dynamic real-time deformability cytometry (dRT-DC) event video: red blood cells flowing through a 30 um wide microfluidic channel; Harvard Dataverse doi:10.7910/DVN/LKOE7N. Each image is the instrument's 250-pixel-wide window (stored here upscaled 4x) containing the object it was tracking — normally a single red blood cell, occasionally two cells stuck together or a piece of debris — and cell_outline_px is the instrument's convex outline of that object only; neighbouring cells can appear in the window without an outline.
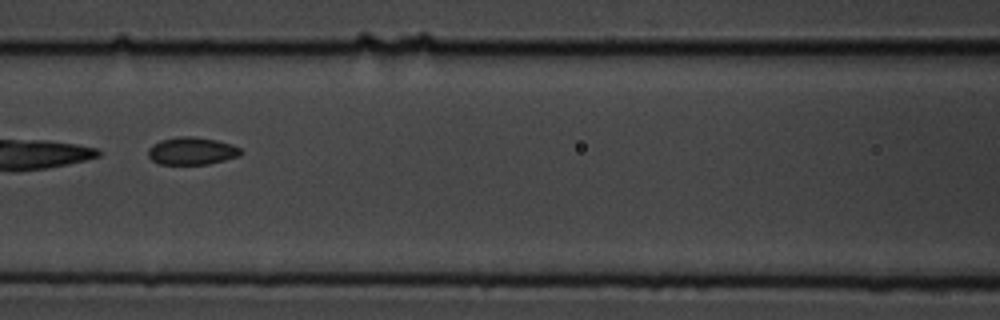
{"species": "common noctule bat (a hibernating species)", "species_latin": "Nyctalus noctula", "temperature_condition": "cold", "stored_images_in_passage": 7, "camera_frame_rate_fps": 3000, "um_per_image_px": 0.085, "animal": {"sex": "male", "body_mass_g": 19.5, "forearm_length_mm": 54.6}, "frame": {"image": 1, "passage_image": 7, "time_ms": 7.0, "image_size_px": [1000, 320], "cell_outline_px": [[244, 152], [240, 156], [208, 164], [160, 164], [152, 160], [148, 156], [148, 148], [152, 144], [160, 140], [180, 136], [196, 136], [216, 140], [232, 144], [240, 148]], "centroid_in_image_um": [16.31, 12.82], "position_along_channel_um": 150.3, "area_um2": 15.03}}